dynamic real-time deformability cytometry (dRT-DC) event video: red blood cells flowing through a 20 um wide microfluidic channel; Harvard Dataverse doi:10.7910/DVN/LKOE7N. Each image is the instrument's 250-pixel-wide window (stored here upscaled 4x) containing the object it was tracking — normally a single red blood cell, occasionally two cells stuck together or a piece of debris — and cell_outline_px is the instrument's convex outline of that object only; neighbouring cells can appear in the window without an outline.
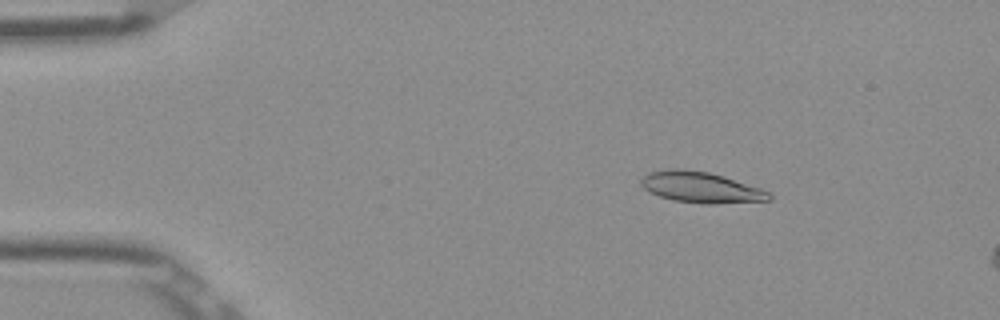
{"species": "Egyptian fruit bat (a non-hibernating species)", "species_latin": "Rousettus aegyptiacus", "temperature_condition": "room temperature", "stored_images_in_passage": 14, "camera_frame_rate_fps": 3000, "um_per_image_px": 0.085, "frame": {"image": 1, "passage_image": 7, "time_ms": 2.0, "image_size_px": [1000, 320], "cell_outline_px": [[772, 200], [712, 204], [704, 204], [672, 200], [648, 192], [640, 184], [640, 180], [648, 172], [668, 168], [680, 168], [708, 172], [724, 176], [772, 192]], "centroid_in_image_um": [59.57, 15.92], "position_along_channel_um": 25.4, "area_um2": 23.29}}